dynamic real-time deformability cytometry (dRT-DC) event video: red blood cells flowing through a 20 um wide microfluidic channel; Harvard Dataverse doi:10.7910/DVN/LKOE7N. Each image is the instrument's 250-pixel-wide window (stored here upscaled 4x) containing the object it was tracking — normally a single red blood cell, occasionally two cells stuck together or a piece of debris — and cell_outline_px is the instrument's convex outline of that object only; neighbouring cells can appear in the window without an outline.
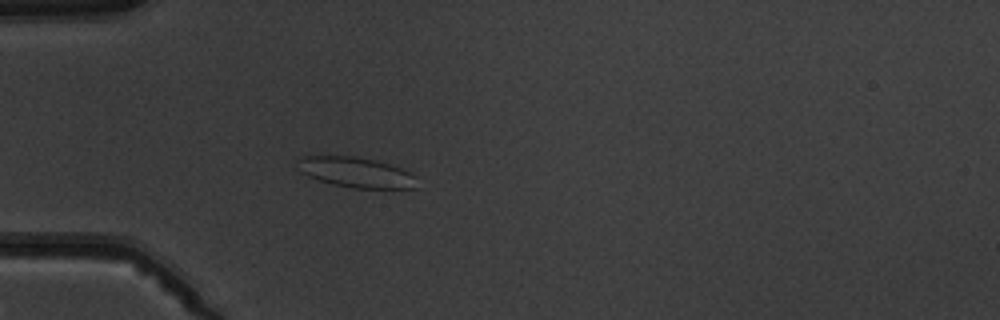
{"species": "common noctule bat (a hibernating species)", "species_latin": "Nyctalus noctula", "temperature_condition": "warm", "stored_images_in_passage": 6, "camera_frame_rate_fps": 3000, "um_per_image_px": 0.085, "animal": {"sex": "male", "body_mass_g": 19.5, "forearm_length_mm": 54.6}, "frame": {"image": 1, "passage_image": 6, "time_ms": 6.0, "image_size_px": [1000, 320], "cell_outline_px": [[416, 188], [352, 188], [332, 184], [308, 176], [300, 172], [296, 168], [296, 160], [300, 156], [356, 156], [388, 164], [412, 172], [416, 176]], "centroid_in_image_um": [30.22, 14.64], "position_along_channel_um": 54.8, "area_um2": 21.15}}